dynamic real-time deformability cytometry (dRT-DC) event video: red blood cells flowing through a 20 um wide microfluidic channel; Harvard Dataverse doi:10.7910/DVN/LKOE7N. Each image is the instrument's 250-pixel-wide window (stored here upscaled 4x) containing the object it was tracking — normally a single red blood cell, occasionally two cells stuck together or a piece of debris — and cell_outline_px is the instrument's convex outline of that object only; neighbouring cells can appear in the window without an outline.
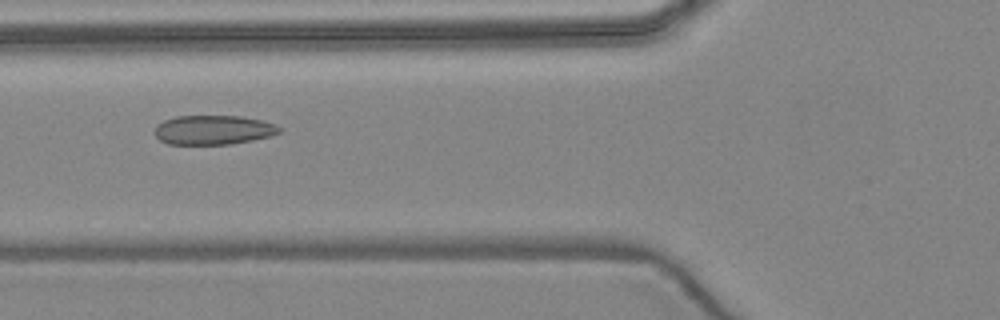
{"species": "common noctule bat (a hibernating species)", "species_latin": "Nyctalus noctula", "temperature_condition": "warm", "stored_images_in_passage": 6, "camera_frame_rate_fps": 3000, "um_per_image_px": 0.085, "animal": {"sex": "female", "body_mass_g": 24.6, "forearm_length_mm": 56.2}, "frame": {"image": 1, "passage_image": 6, "time_ms": 6.0, "image_size_px": [1000, 320], "cell_outline_px": [[280, 132], [272, 136], [232, 144], [168, 144], [160, 140], [156, 136], [156, 124], [164, 120], [176, 116], [240, 116], [260, 120], [276, 124], [280, 128]], "centroid_in_image_um": [18.14, 11.04], "position_along_channel_um": 107.7, "area_um2": 21.27}}